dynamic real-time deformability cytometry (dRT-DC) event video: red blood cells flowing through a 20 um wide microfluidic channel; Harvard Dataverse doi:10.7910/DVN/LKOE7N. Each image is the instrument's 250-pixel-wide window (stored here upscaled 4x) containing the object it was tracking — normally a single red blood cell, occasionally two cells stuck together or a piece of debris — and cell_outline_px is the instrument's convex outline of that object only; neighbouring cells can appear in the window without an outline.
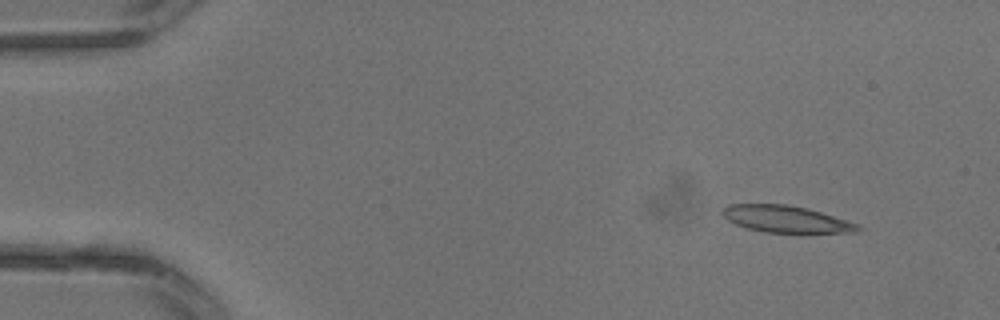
{"species": "common noctule bat (a hibernating species)", "species_latin": "Nyctalus noctula", "temperature_condition": "warm", "stored_images_in_passage": 1, "camera_frame_rate_fps": 3000, "um_per_image_px": 0.085, "animal": {"sex": "male", "body_mass_g": 13.3}, "frame": {"image": 1, "passage_image": 1, "time_ms": 0.0, "image_size_px": [1000, 320], "cell_outline_px": [[864, 228], [860, 232], [764, 232], [748, 228], [736, 224], [728, 220], [720, 212], [728, 204], [788, 204], [808, 208], [860, 224]], "centroid_in_image_um": [66.85, 18.61], "position_along_channel_um": 18.2, "area_um2": 21.15}}